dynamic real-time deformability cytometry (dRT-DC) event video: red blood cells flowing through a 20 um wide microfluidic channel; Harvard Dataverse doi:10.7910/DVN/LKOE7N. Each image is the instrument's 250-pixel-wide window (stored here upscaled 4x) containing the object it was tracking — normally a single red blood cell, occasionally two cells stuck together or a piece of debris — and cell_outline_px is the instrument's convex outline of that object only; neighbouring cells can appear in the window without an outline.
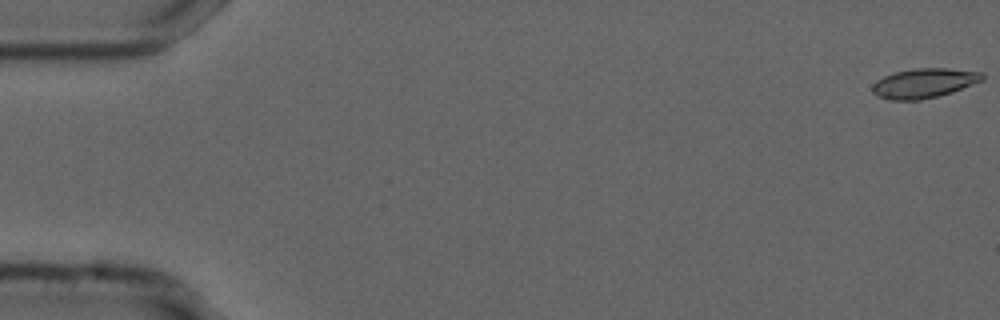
{"species": "common noctule bat (a hibernating species)", "species_latin": "Nyctalus noctula", "temperature_condition": "cold", "stored_images_in_passage": 6, "camera_frame_rate_fps": 3000, "um_per_image_px": 0.085, "animal": {"sex": "male", "forearm_length_mm": 52.5}, "frame": {"image": 1, "passage_image": 1, "time_ms": 0.0, "image_size_px": [1000, 320], "cell_outline_px": [[984, 80], [952, 92], [920, 100], [888, 100], [876, 96], [872, 92], [872, 84], [876, 80], [884, 76], [896, 72], [916, 68], [948, 68], [984, 72]], "centroid_in_image_um": [78.54, 7.07], "position_along_channel_um": 6.5, "area_um2": 19.07}}